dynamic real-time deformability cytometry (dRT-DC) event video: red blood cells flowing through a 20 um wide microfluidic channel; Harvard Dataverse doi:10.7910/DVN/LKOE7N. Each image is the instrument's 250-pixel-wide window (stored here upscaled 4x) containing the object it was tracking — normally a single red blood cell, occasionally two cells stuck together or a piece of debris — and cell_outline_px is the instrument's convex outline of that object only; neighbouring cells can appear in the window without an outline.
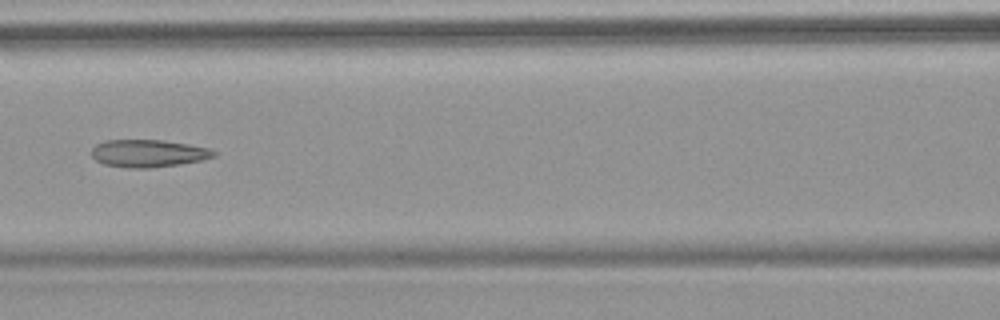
{"species": "common noctule bat (a hibernating species)", "species_latin": "Nyctalus noctula", "temperature_condition": "warm", "stored_images_in_passage": 7, "camera_frame_rate_fps": 3000, "um_per_image_px": 0.085, "animal": {"sex": "female", "body_mass_g": 18.4}, "frame": {"image": 1, "passage_image": 7, "time_ms": 7.0, "image_size_px": [1000, 320], "cell_outline_px": [[216, 156], [200, 160], [180, 164], [148, 168], [128, 168], [104, 164], [96, 160], [92, 156], [92, 148], [96, 144], [104, 140], [164, 140], [188, 144], [208, 148], [216, 152]], "centroid_in_image_um": [12.58, 13.03], "position_along_channel_um": 154.0, "area_um2": 19.54}}